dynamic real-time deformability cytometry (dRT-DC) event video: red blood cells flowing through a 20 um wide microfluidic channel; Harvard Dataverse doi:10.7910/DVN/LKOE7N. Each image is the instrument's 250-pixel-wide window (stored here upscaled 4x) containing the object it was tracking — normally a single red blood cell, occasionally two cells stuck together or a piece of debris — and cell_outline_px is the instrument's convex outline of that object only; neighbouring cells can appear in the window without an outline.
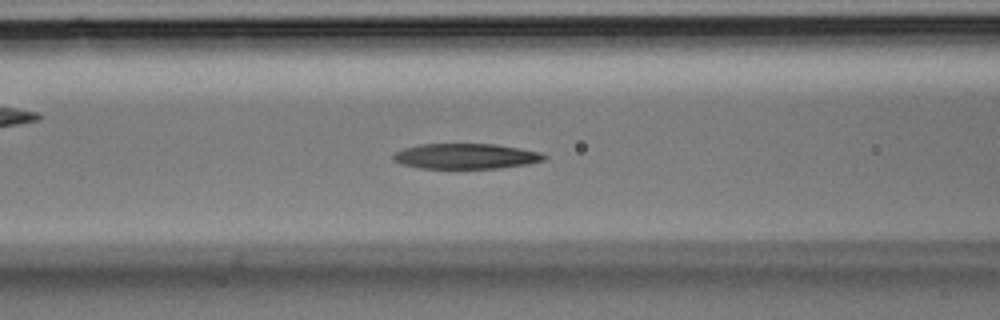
{"species": "Egyptian fruit bat (a non-hibernating species)", "species_latin": "Rousettus aegyptiacus", "temperature_condition": "room temperature", "stored_images_in_passage": 28, "camera_frame_rate_fps": 3000, "um_per_image_px": 0.085, "animal": {"sex": "male"}, "frame": {"image": 1, "passage_image": 10, "time_ms": 3.0, "image_size_px": [1000, 320], "cell_outline_px": [[548, 156], [544, 160], [528, 164], [500, 168], [420, 168], [404, 164], [396, 160], [392, 156], [396, 152], [404, 148], [416, 144], [496, 144], [520, 148], [540, 152]], "centroid_in_image_um": [39.64, 13.27], "position_along_channel_um": 127.0, "area_um2": 22.2}}
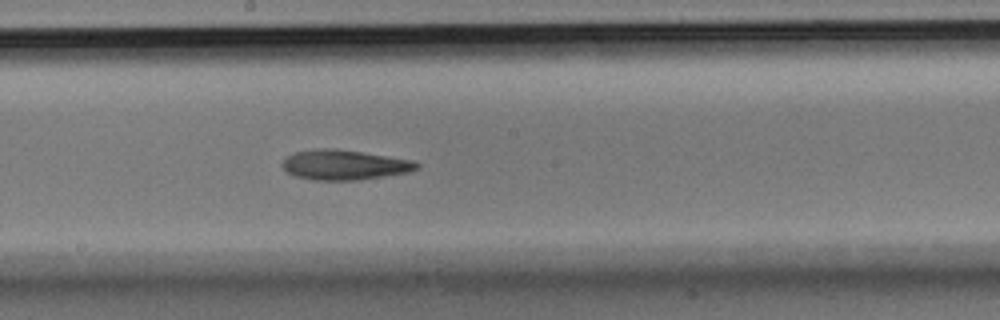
{"frame": {"image": 2, "passage_image": 15, "time_ms": 4.667, "image_size_px": [1000, 320], "cell_outline_px": [[420, 168], [408, 172], [356, 180], [316, 180], [296, 176], [288, 172], [280, 164], [288, 156], [296, 152], [320, 148], [336, 148], [412, 160], [420, 164]], "centroid_in_image_um": [29.28, 14.01], "position_along_channel_um": 218.9, "area_um2": 23.18}}
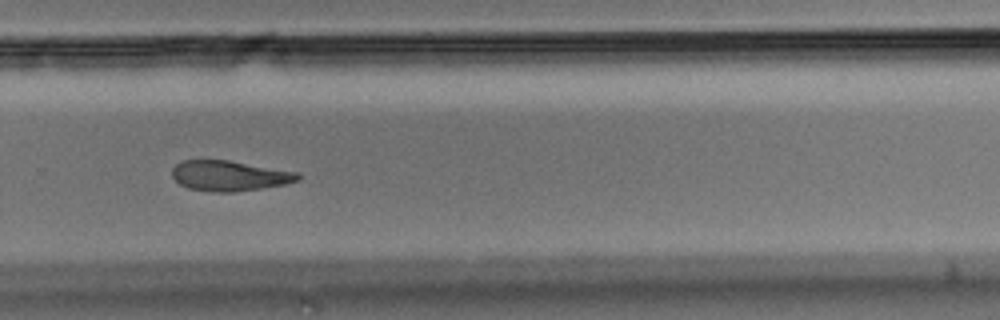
{"frame": {"image": 3, "passage_image": 20, "time_ms": 6.333, "image_size_px": [1000, 320], "cell_outline_px": [[300, 180], [284, 184], [260, 188], [232, 192], [216, 192], [188, 188], [180, 184], [172, 176], [172, 168], [180, 160], [228, 160], [300, 172]], "centroid_in_image_um": [19.5, 14.93], "position_along_channel_um": 310.3, "area_um2": 22.2}}